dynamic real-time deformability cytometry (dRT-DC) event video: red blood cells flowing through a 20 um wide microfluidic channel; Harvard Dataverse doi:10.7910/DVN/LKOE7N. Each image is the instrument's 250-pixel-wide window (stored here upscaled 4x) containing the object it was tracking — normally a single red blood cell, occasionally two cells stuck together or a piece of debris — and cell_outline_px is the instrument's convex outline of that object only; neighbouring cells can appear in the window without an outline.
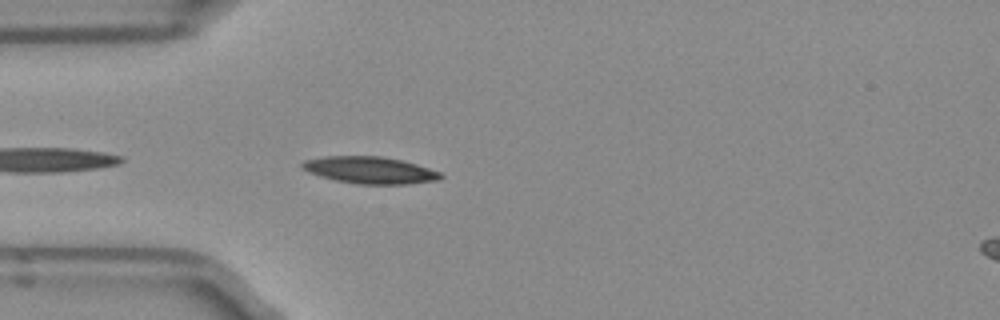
{"species": "Egyptian fruit bat (a non-hibernating species)", "species_latin": "Rousettus aegyptiacus", "temperature_condition": "room temperature", "stored_images_in_passage": 5, "segment_of_instrument_passage": [1, 2], "camera_frame_rate_fps": 3000, "um_per_image_px": 0.085, "frame": {"image": 1, "passage_image": 4, "time_ms": 1.0, "image_size_px": [1000, 320], "cell_outline_px": [[444, 176], [440, 180], [408, 184], [356, 184], [336, 180], [320, 176], [308, 172], [300, 168], [300, 164], [304, 160], [324, 156], [380, 156], [400, 160], [416, 164], [440, 172]], "centroid_in_image_um": [31.42, 14.46], "position_along_channel_um": 53.6, "area_um2": 21.79}}